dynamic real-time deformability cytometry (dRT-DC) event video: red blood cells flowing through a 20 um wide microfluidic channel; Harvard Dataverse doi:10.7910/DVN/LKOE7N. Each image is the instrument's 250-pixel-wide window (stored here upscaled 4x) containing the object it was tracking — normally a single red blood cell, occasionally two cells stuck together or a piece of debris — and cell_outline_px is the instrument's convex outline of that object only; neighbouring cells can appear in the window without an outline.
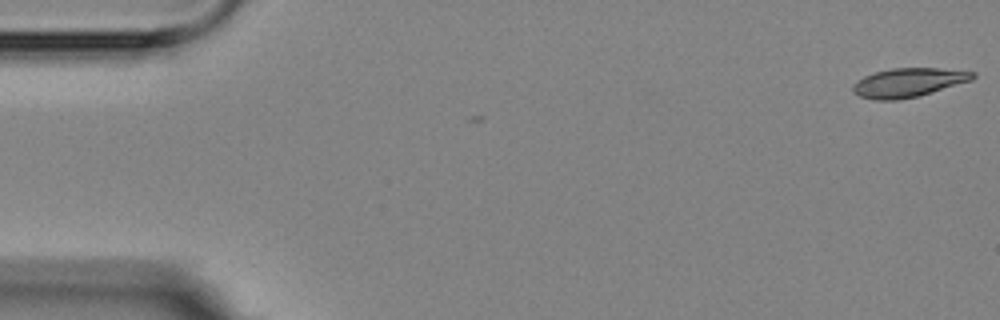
{"species": "Egyptian fruit bat (a non-hibernating species)", "species_latin": "Rousettus aegyptiacus", "temperature_condition": "room temperature", "stored_images_in_passage": 2, "camera_frame_rate_fps": 3000, "um_per_image_px": 0.085, "animal": {"sex": "female"}, "frame": {"image": 1, "passage_image": 2, "time_ms": 1.0, "image_size_px": [1000, 320], "cell_outline_px": [[976, 76], [972, 80], [916, 96], [896, 100], [876, 100], [860, 96], [852, 92], [852, 84], [864, 76], [876, 72], [892, 68], [936, 68], [976, 72]], "centroid_in_image_um": [77.18, 7.01], "position_along_channel_um": 7.8, "area_um2": 19.94}}